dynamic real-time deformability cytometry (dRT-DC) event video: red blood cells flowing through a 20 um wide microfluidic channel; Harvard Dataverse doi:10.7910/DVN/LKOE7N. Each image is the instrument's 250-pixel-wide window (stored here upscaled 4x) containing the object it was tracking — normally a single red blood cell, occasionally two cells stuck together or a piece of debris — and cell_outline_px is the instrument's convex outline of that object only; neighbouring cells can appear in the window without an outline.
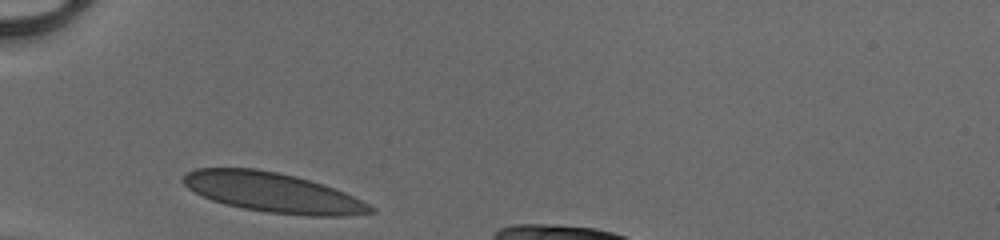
{"species": "human", "species_latin": "Homo sapiens", "temperature_condition": "cold", "stored_images_in_passage": 26, "camera_frame_rate_fps": 3000, "um_per_image_px": 0.085, "donor": {"sex": "male"}, "frame": {"image": 1, "passage_image": 1, "time_ms": 0.0, "image_size_px": [1000, 240], "cell_outline_px": [[376, 212], [344, 216], [308, 216], [268, 212], [244, 208], [224, 204], [212, 200], [188, 188], [180, 180], [188, 172], [196, 168], [256, 168], [296, 176], [324, 184], [344, 192], [376, 208]], "centroid_in_image_um": [23.2, 16.36], "position_along_channel_um": 61.8, "area_um2": 43.12}}
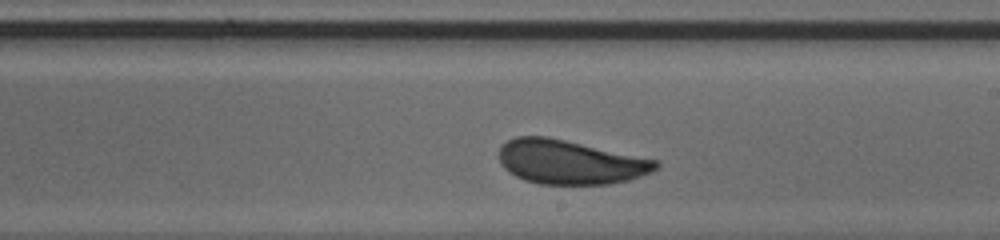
{"frame": {"image": 2, "passage_image": 15, "time_ms": 4.667, "image_size_px": [1000, 240], "cell_outline_px": [[660, 164], [652, 172], [628, 180], [612, 184], [540, 184], [524, 180], [508, 172], [500, 164], [500, 148], [508, 140], [516, 136], [548, 136], [656, 160]], "centroid_in_image_um": [48.43, 13.78], "position_along_channel_um": 240.6, "area_um2": 40.17}}
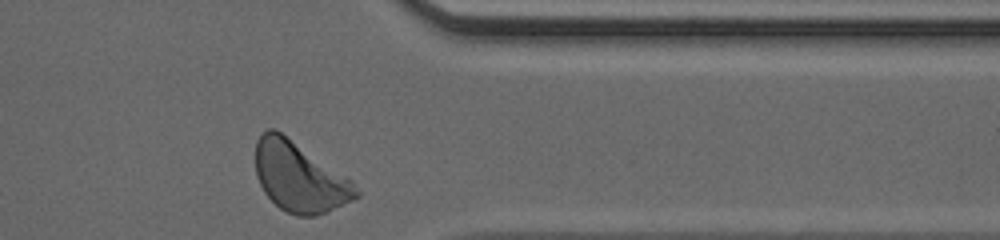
{"frame": {"image": 3, "passage_image": 26, "time_ms": 8.333, "image_size_px": [1000, 240], "cell_outline_px": [[360, 196], [328, 212], [316, 216], [296, 216], [280, 208], [264, 192], [256, 176], [256, 140], [260, 132], [268, 128], [276, 128], [352, 180], [360, 192]], "centroid_in_image_um": [25.45, 15.03], "position_along_channel_um": 386.0, "area_um2": 41.04}, "authors_computed_cell_mechanics": {"area_um2": 40.5178, "velocity_mm_per_s": 4.0712, "shape_relaxation_time_tau1_ms": 3.6136, "shape_relaxation_time_tau2_ms": null, "deformation_change_tau1": 0.112, "deformation_change_tau2": null}}